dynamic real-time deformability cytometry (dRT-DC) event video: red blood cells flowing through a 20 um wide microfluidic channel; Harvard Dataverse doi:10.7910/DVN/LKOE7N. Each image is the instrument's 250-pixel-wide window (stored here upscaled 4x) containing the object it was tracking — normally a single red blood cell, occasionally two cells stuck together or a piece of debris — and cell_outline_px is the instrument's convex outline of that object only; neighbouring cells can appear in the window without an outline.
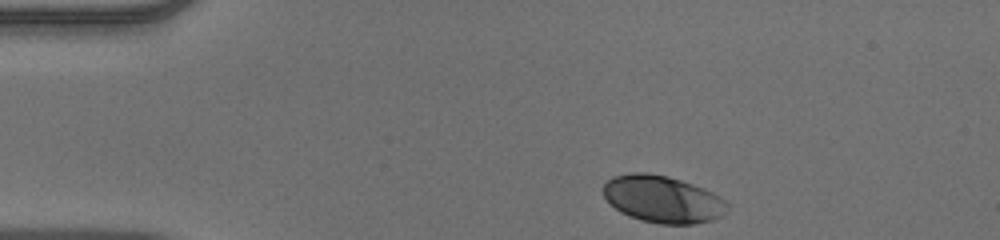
{"species": "human", "species_latin": "Homo sapiens", "temperature_condition": "warm", "stored_images_in_passage": 37, "camera_frame_rate_fps": 3000, "um_per_image_px": 0.085, "donor": {"sex": "male"}, "frame": {"image": 1, "passage_image": 1, "time_ms": 0.0, "image_size_px": [1000, 240], "cell_outline_px": [[728, 204], [724, 216], [712, 220], [692, 224], [660, 224], [640, 220], [628, 216], [620, 212], [604, 196], [604, 184], [612, 176], [628, 172], [648, 172], [668, 176], [704, 188], [720, 196]], "centroid_in_image_um": [56.33, 16.93], "position_along_channel_um": 28.7, "area_um2": 34.16}}
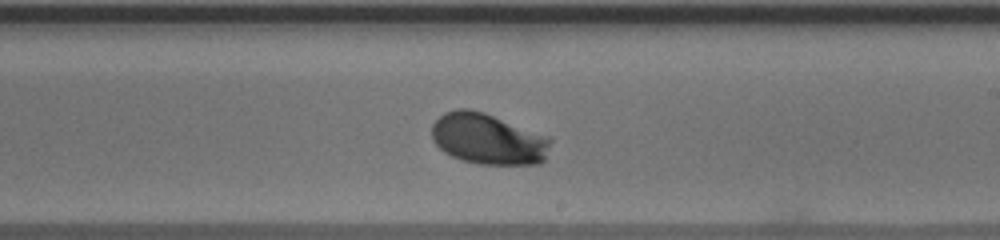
{"frame": {"image": 2, "passage_image": 23, "time_ms": 7.333, "image_size_px": [1000, 240], "cell_outline_px": [[552, 140], [544, 160], [540, 164], [476, 164], [460, 160], [444, 152], [432, 140], [432, 124], [444, 112], [456, 108], [468, 108], [484, 112], [548, 136]], "centroid_in_image_um": [41.47, 11.81], "position_along_channel_um": 247.5, "area_um2": 35.43}}
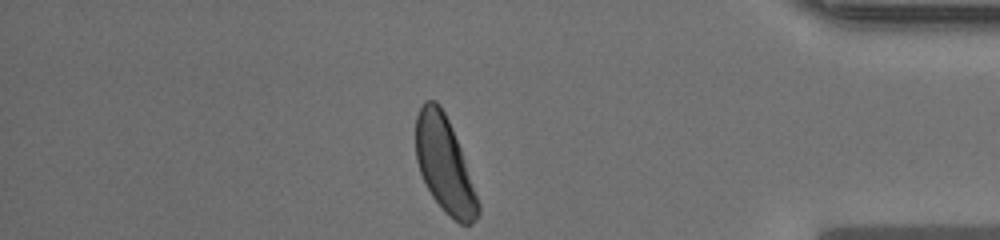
{"frame": {"image": 3, "passage_image": 37, "time_ms": 12.0, "image_size_px": [1000, 240], "cell_outline_px": [[480, 216], [472, 224], [460, 224], [432, 196], [420, 172], [416, 160], [416, 116], [424, 100], [436, 100], [440, 104], [452, 128], [460, 148], [480, 204]], "centroid_in_image_um": [37.79, 13.97], "position_along_channel_um": 397.4, "area_um2": 34.04}, "authors_computed_cell_mechanics": {"area_um2": 34.1598, "velocity_mm_per_s": 3.8773, "shape_relaxation_time_tau1_ms": 1.7934, "shape_relaxation_time_tau2_ms": null, "deformation_change_tau1": 0.126, "deformation_change_tau2": null}}